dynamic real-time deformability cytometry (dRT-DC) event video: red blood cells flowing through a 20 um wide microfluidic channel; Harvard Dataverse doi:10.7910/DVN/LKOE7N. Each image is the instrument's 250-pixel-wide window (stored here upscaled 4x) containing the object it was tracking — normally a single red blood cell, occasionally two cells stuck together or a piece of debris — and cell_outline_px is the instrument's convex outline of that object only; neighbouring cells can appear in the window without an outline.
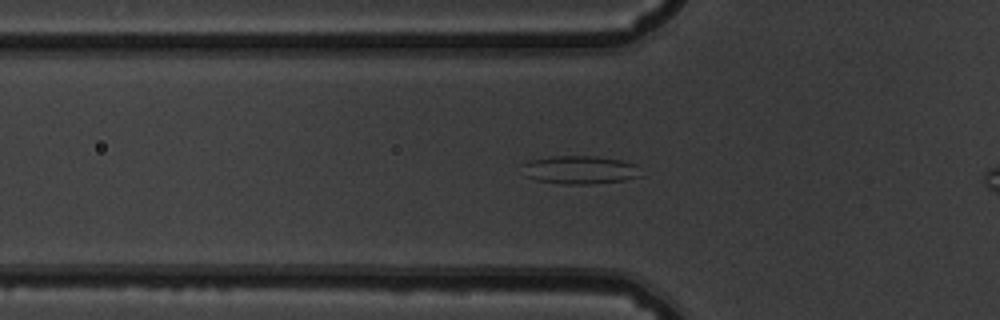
{"species": "common noctule bat (a hibernating species)", "species_latin": "Nyctalus noctula", "temperature_condition": "warm", "stored_images_in_passage": 38, "camera_frame_rate_fps": 3000, "um_per_image_px": 0.085, "animal": {"sex": "male", "body_mass_g": 19.5, "forearm_length_mm": 54.6}, "frame": {"image": 1, "passage_image": 9, "time_ms": 2.667, "image_size_px": [1000, 320], "cell_outline_px": [[640, 176], [624, 180], [592, 184], [564, 184], [536, 180], [524, 176], [524, 164], [528, 160], [552, 156], [596, 156], [620, 160], [636, 164]], "centroid_in_image_um": [49.26, 14.44], "position_along_channel_um": 76.5, "area_um2": 19.42}}
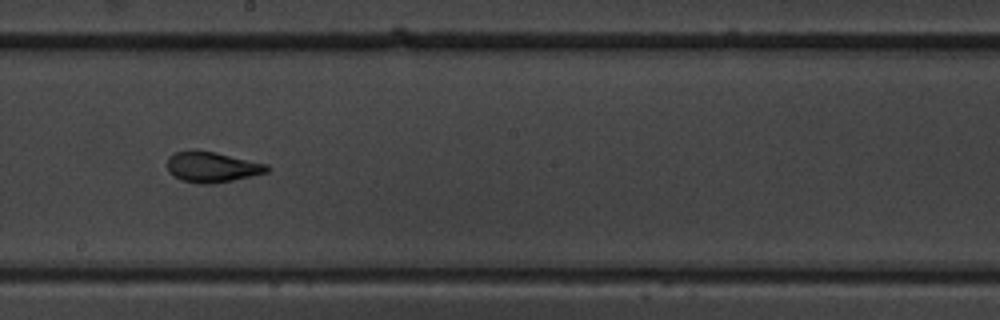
{"frame": {"image": 2, "passage_image": 21, "time_ms": 6.667, "image_size_px": [1000, 320], "cell_outline_px": [[272, 168], [268, 172], [252, 176], [212, 184], [200, 184], [180, 180], [168, 172], [168, 156], [176, 152], [188, 148], [196, 148], [216, 152], [268, 164]], "centroid_in_image_um": [18.01, 14.17], "position_along_channel_um": 230.2, "area_um2": 18.26}}
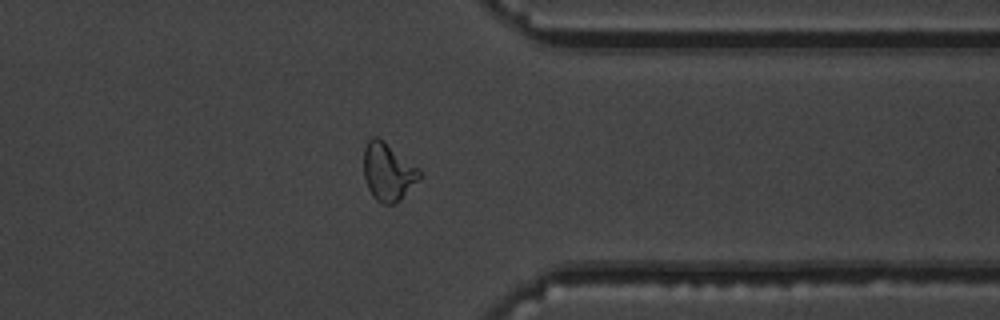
{"frame": {"image": 3, "passage_image": 33, "time_ms": 10.667, "image_size_px": [1000, 320], "cell_outline_px": [[424, 176], [400, 200], [392, 204], [384, 204], [376, 200], [372, 196], [368, 188], [364, 176], [364, 148], [368, 140], [372, 136], [380, 136], [420, 168]], "centroid_in_image_um": [33.02, 14.57], "position_along_channel_um": 378.4, "area_um2": 19.36}}